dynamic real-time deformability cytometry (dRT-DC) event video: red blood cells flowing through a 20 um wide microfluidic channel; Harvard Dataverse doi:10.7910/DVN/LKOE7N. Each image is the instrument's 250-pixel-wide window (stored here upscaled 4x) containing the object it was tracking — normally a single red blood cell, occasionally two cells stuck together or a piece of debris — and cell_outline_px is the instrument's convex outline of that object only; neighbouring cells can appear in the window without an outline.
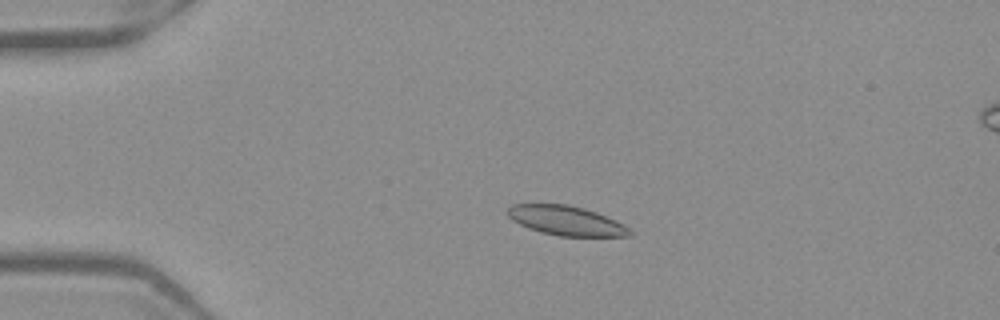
{"species": "Egyptian fruit bat (a non-hibernating species)", "species_latin": "Rousettus aegyptiacus", "temperature_condition": "warm", "stored_images_in_passage": 47, "camera_frame_rate_fps": 3000, "um_per_image_px": 0.085, "frame": {"image": 1, "passage_image": 6, "time_ms": 1.667, "image_size_px": [1000, 320], "cell_outline_px": [[632, 236], [560, 236], [540, 232], [528, 228], [512, 220], [504, 212], [512, 204], [568, 204], [584, 208], [596, 212], [624, 224], [632, 232]], "centroid_in_image_um": [48.09, 18.75], "position_along_channel_um": 36.9, "area_um2": 21.04}}
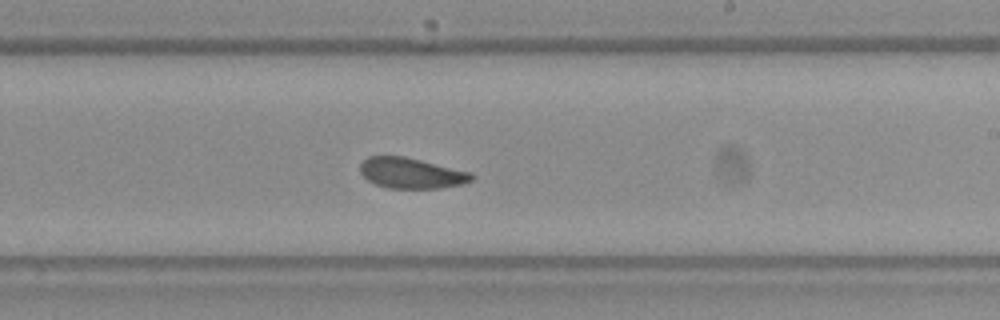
{"frame": {"image": 2, "passage_image": 26, "time_ms": 8.333, "image_size_px": [1000, 320], "cell_outline_px": [[476, 176], [472, 180], [460, 184], [440, 188], [388, 188], [376, 184], [368, 180], [360, 172], [360, 164], [368, 156], [404, 156], [472, 172]], "centroid_in_image_um": [34.97, 14.71], "position_along_channel_um": 254.0, "area_um2": 19.83}}
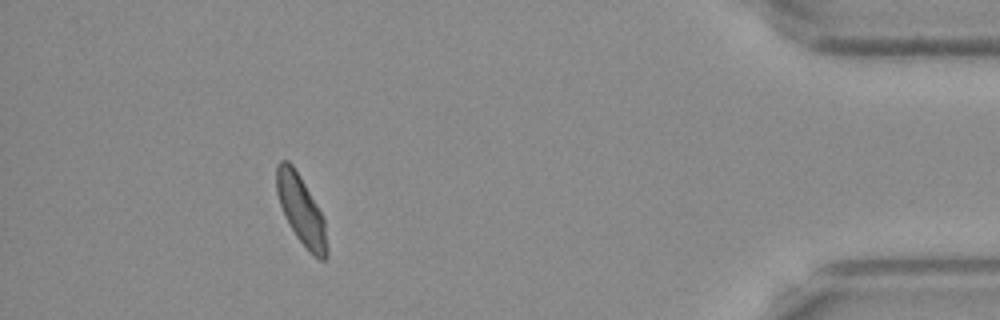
{"frame": {"image": 3, "passage_image": 42, "time_ms": 13.667, "image_size_px": [1000, 320], "cell_outline_px": [[328, 256], [324, 260], [320, 260], [308, 252], [296, 236], [280, 204], [276, 192], [276, 164], [280, 160], [288, 160], [292, 164], [300, 176], [316, 204], [324, 220], [328, 248]], "centroid_in_image_um": [25.6, 17.86], "position_along_channel_um": 409.6, "area_um2": 20.06}, "authors_computed_cell_mechanics": {"area_um2": 20.5768, "velocity_mm_per_s": 3.8941, "shape_relaxation_time_tau1_ms": 8.5336, "shape_relaxation_time_tau2_ms": 1.2682, "deformation_change_tau1": 0.1461, "deformation_change_tau2": 0.0516}}